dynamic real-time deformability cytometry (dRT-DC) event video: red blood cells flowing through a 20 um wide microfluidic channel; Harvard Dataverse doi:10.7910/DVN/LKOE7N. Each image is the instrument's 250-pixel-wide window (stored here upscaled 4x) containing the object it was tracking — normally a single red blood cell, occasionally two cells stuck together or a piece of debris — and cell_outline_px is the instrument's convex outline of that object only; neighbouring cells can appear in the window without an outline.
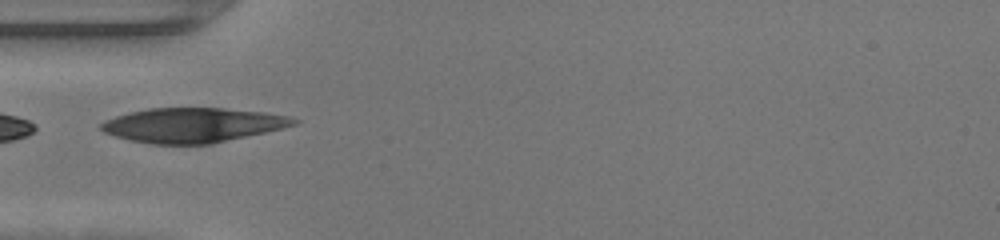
{"species": "human", "species_latin": "Homo sapiens", "temperature_condition": "warm", "stored_images_in_passage": 30, "camera_frame_rate_fps": 3000, "um_per_image_px": 0.085, "donor": {"sex": "female"}, "frame": {"image": 1, "passage_image": 1, "time_ms": 0.0, "image_size_px": [1000, 240], "cell_outline_px": [[300, 124], [284, 128], [212, 144], [152, 144], [128, 140], [104, 132], [100, 128], [100, 124], [104, 120], [116, 116], [148, 108], [224, 108], [264, 112], [288, 116], [300, 120]], "centroid_in_image_um": [16.42, 10.64], "position_along_channel_um": 68.6, "area_um2": 38.96}}
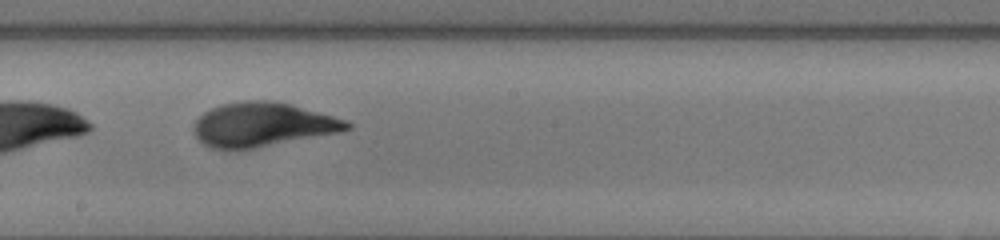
{"frame": {"image": 2, "passage_image": 12, "time_ms": 3.667, "image_size_px": [1000, 240], "cell_outline_px": [[352, 128], [340, 132], [256, 148], [232, 152], [212, 148], [204, 144], [196, 136], [192, 128], [192, 124], [204, 112], [220, 104], [244, 100], [272, 100], [288, 104], [348, 120], [352, 124]], "centroid_in_image_um": [22.28, 10.61], "position_along_channel_um": 225.9, "area_um2": 39.77}}
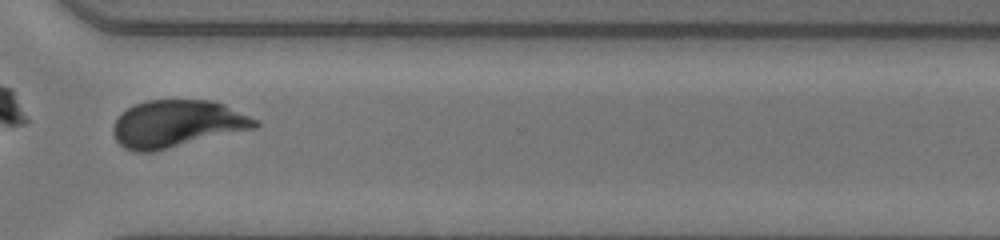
{"frame": {"image": 3, "passage_image": 21, "time_ms": 6.667, "image_size_px": [1000, 240], "cell_outline_px": [[260, 124], [256, 128], [152, 152], [136, 152], [124, 148], [116, 140], [112, 132], [112, 128], [116, 120], [128, 108], [136, 104], [148, 100], [212, 100], [224, 104], [260, 120]], "centroid_in_image_um": [15.08, 10.52], "position_along_channel_um": 355.5, "area_um2": 39.02}, "authors_computed_cell_mechanics": {"area_um2": 39.015, "velocity_mm_per_s": 4.2976, "shape_relaxation_time_tau1_ms": 3.1394, "shape_relaxation_time_tau2_ms": 0.8201, "deformation_change_tau1": 0.1556, "deformation_change_tau2": 0.0503}}